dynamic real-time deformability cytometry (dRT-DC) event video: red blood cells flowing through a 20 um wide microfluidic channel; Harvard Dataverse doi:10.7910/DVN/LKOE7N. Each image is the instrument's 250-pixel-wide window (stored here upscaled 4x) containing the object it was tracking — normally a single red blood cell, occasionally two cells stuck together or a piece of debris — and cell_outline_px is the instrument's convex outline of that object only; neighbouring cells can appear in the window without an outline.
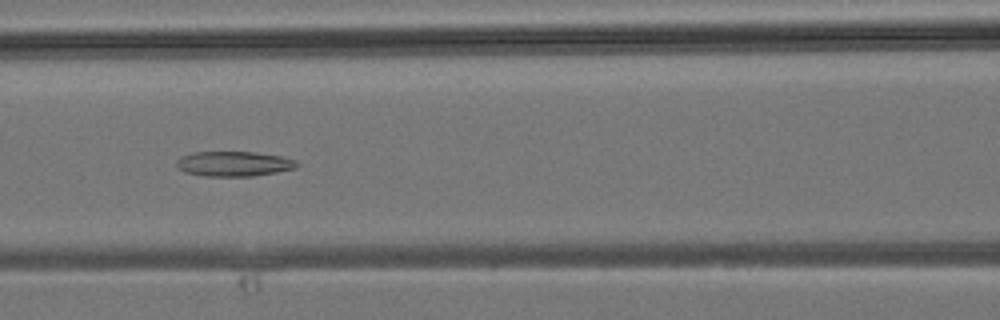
{"species": "common noctule bat (a hibernating species)", "species_latin": "Nyctalus noctula", "temperature_condition": "room temperature", "stored_images_in_passage": 35, "camera_frame_rate_fps": 3000, "um_per_image_px": 0.085, "animal": {"sex": "male", "body_mass_g": 19.2, "forearm_length_mm": 51.8}, "frame": {"image": 1, "passage_image": 13, "time_ms": 4.0, "image_size_px": [1000, 320], "cell_outline_px": [[300, 164], [296, 168], [276, 172], [252, 176], [204, 176], [184, 172], [176, 168], [176, 160], [180, 156], [192, 152], [256, 152], [280, 156], [296, 160]], "centroid_in_image_um": [19.84, 13.92], "position_along_channel_um": 146.8, "area_um2": 17.69}}
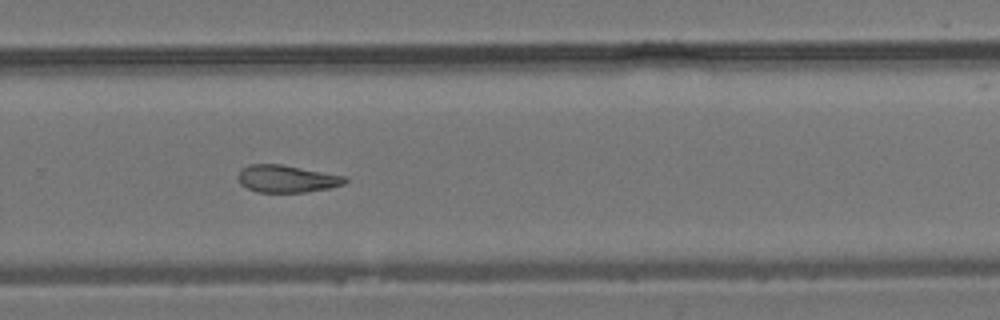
{"frame": {"image": 2, "passage_image": 22, "time_ms": 7.0, "image_size_px": [1000, 320], "cell_outline_px": [[348, 180], [344, 184], [328, 188], [304, 192], [256, 192], [240, 184], [236, 176], [240, 168], [248, 164], [280, 164], [344, 176]], "centroid_in_image_um": [24.3, 15.19], "position_along_channel_um": 305.5, "area_um2": 16.99}}
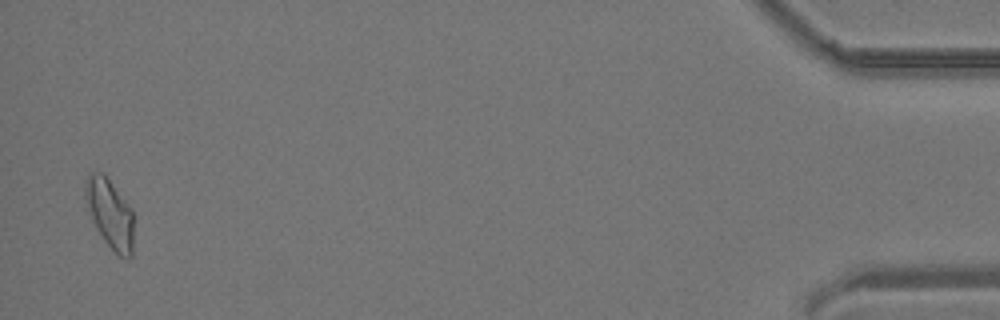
{"frame": {"image": 3, "passage_image": 34, "time_ms": 11.0, "image_size_px": [1000, 320], "cell_outline_px": [[132, 256], [128, 260], [120, 256], [104, 240], [96, 228], [92, 220], [84, 196], [84, 184], [88, 176], [92, 172], [104, 172], [132, 208]], "centroid_in_image_um": [9.33, 18.11], "position_along_channel_um": 425.9, "area_um2": 19.48}}